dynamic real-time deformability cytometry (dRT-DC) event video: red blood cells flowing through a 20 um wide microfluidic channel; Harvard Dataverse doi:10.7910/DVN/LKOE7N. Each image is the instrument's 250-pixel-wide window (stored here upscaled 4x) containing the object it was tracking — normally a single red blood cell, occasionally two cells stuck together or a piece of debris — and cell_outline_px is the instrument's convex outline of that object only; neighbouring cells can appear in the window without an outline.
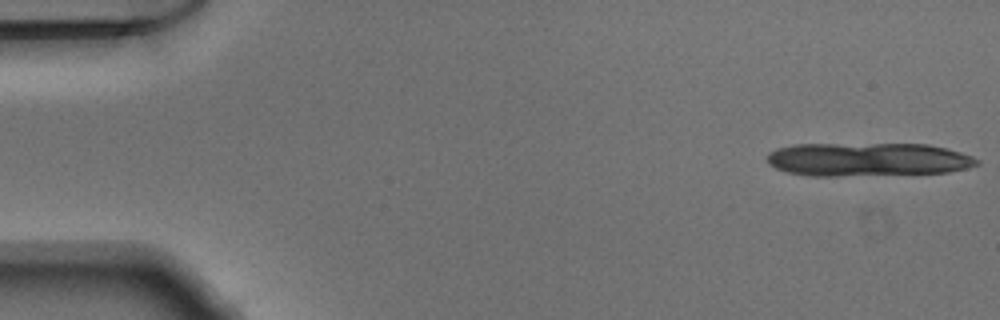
{"species": "Egyptian fruit bat (a non-hibernating species)", "species_latin": "Rousettus aegyptiacus", "temperature_condition": "warm", "stored_images_in_passage": 11, "camera_frame_rate_fps": 3000, "um_per_image_px": 0.085, "animal": {"sex": "male"}, "frame": {"image": 1, "passage_image": 1, "time_ms": 0.0, "image_size_px": [1000, 320], "cell_outline_px": [[980, 164], [968, 168], [948, 172], [836, 176], [812, 176], [788, 172], [776, 168], [768, 164], [768, 152], [776, 148], [796, 144], [928, 144], [960, 152], [972, 156], [980, 160]], "centroid_in_image_um": [73.76, 13.55], "position_along_channel_um": 11.2, "area_um2": 40.98}}